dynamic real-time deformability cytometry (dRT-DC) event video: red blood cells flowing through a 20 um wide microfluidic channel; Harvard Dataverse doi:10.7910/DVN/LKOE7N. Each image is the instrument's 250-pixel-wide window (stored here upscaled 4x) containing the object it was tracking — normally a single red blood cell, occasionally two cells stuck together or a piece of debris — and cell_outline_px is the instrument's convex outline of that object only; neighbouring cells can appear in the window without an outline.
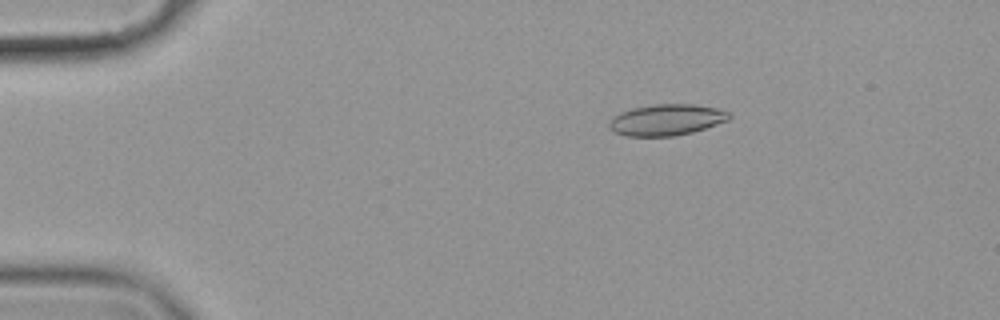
{"species": "common noctule bat (a hibernating species)", "species_latin": "Nyctalus noctula", "temperature_condition": "cold", "stored_images_in_passage": 57, "camera_frame_rate_fps": 3000, "um_per_image_px": 0.085, "animal": {"sex": "female", "body_mass_g": 19.9}, "frame": {"image": 1, "passage_image": 10, "time_ms": 3.0, "image_size_px": [1000, 320], "cell_outline_px": [[732, 116], [728, 120], [692, 132], [672, 136], [628, 136], [616, 132], [608, 128], [608, 124], [612, 116], [620, 112], [632, 108], [652, 104], [692, 104], [720, 108], [728, 112]], "centroid_in_image_um": [56.63, 10.17], "position_along_channel_um": 28.4, "area_um2": 21.85}}
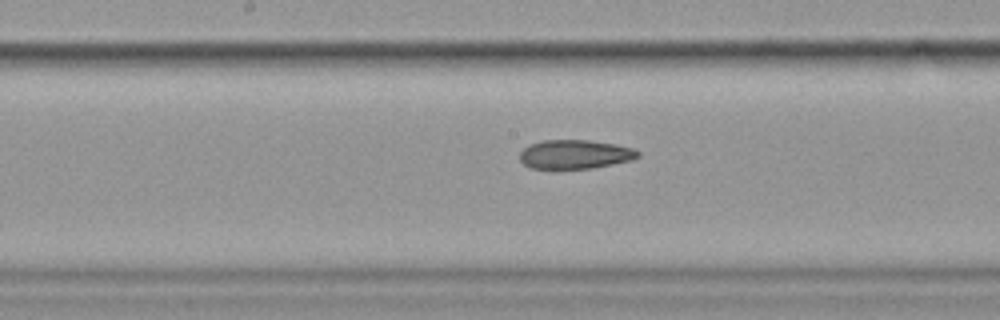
{"frame": {"image": 2, "passage_image": 30, "time_ms": 9.667, "image_size_px": [1000, 320], "cell_outline_px": [[640, 156], [632, 160], [592, 168], [532, 168], [524, 164], [520, 160], [520, 152], [528, 144], [544, 140], [588, 140], [616, 144], [636, 148], [640, 152]], "centroid_in_image_um": [48.91, 13.1], "position_along_channel_um": 199.3, "area_um2": 20.0}}
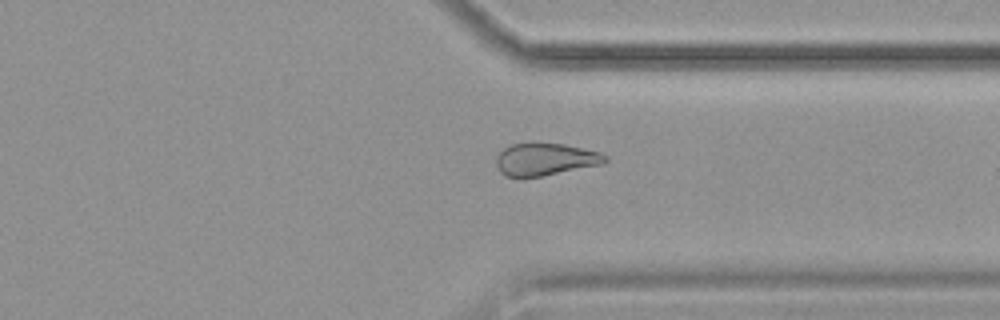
{"frame": {"image": 3, "passage_image": 44, "time_ms": 14.333, "image_size_px": [1000, 320], "cell_outline_px": [[608, 160], [604, 164], [540, 176], [504, 176], [500, 172], [496, 164], [496, 156], [504, 148], [512, 144], [532, 140], [564, 144], [600, 152], [608, 156]], "centroid_in_image_um": [46.35, 13.49], "position_along_channel_um": 365.1, "area_um2": 20.98}, "authors_computed_cell_mechanics": {"area_um2": 21.4438, "velocity_mm_per_s": 3.5503, "shape_relaxation_time_tau1_ms": null, "shape_relaxation_time_tau2_ms": 7.2985, "deformation_change_tau1": null, "deformation_change_tau2": 0.137}}